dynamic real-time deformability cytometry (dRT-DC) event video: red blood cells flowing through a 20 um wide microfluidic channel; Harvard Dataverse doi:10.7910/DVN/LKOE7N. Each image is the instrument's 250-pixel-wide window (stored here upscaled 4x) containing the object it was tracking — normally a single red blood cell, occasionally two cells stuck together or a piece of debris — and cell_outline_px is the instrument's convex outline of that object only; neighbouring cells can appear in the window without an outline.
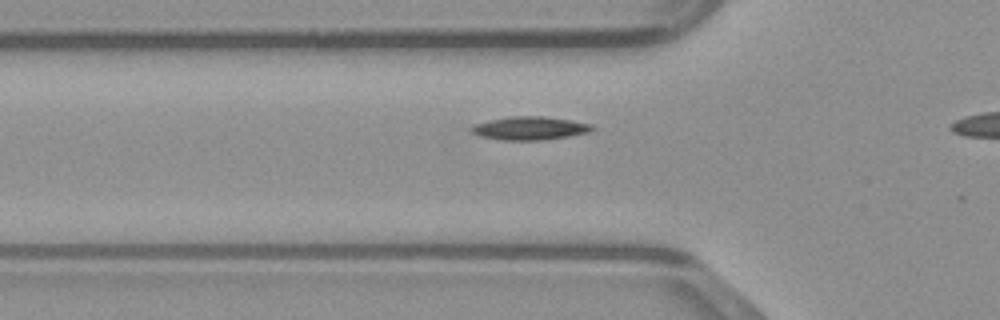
{"species": "common noctule bat (a hibernating species)", "species_latin": "Nyctalus noctula", "temperature_condition": "warm", "stored_images_in_passage": 8, "camera_frame_rate_fps": 3000, "um_per_image_px": 0.085, "animal": {"sex": "male", "body_mass_g": 23.1, "forearm_length_mm": 52.7}, "frame": {"image": 1, "passage_image": 6, "time_ms": 1.667, "image_size_px": [1000, 320], "cell_outline_px": [[596, 128], [592, 132], [544, 140], [500, 140], [480, 136], [472, 132], [468, 128], [476, 124], [488, 120], [508, 116], [544, 116], [592, 124]], "centroid_in_image_um": [45.04, 10.9], "position_along_channel_um": 80.8, "area_um2": 16.53}}